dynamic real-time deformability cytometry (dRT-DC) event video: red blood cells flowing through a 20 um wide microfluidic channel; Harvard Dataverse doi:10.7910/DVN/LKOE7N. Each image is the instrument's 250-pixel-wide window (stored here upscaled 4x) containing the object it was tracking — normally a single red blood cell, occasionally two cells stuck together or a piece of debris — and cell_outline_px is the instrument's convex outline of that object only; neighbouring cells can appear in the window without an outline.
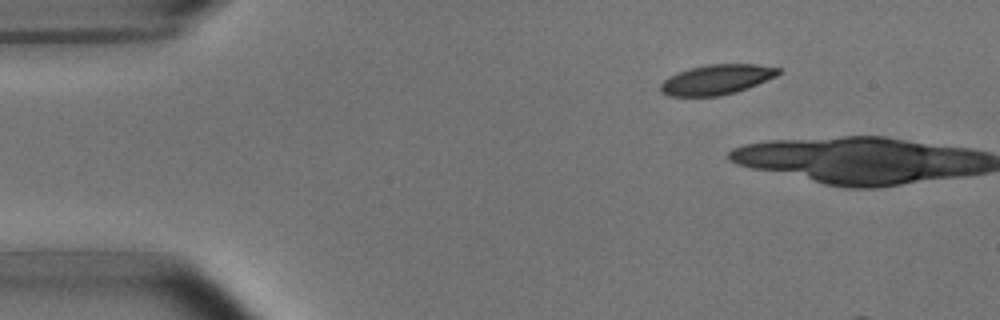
{"species": "common noctule bat (a hibernating species)", "species_latin": "Nyctalus noctula", "temperature_condition": "room temperature", "stored_images_in_passage": 2, "camera_frame_rate_fps": 3000, "um_per_image_px": 0.085, "animal": {"sex": "male", "body_mass_g": 15.6}, "frame": {"image": 1, "passage_image": 1, "time_ms": 0.0, "image_size_px": [1000, 320], "cell_outline_px": [[780, 72], [776, 76], [748, 88], [736, 92], [720, 96], [668, 96], [660, 92], [660, 84], [668, 76], [676, 72], [708, 64], [756, 64], [780, 68]], "centroid_in_image_um": [60.89, 6.77], "position_along_channel_um": 24.1, "area_um2": 20.63}}